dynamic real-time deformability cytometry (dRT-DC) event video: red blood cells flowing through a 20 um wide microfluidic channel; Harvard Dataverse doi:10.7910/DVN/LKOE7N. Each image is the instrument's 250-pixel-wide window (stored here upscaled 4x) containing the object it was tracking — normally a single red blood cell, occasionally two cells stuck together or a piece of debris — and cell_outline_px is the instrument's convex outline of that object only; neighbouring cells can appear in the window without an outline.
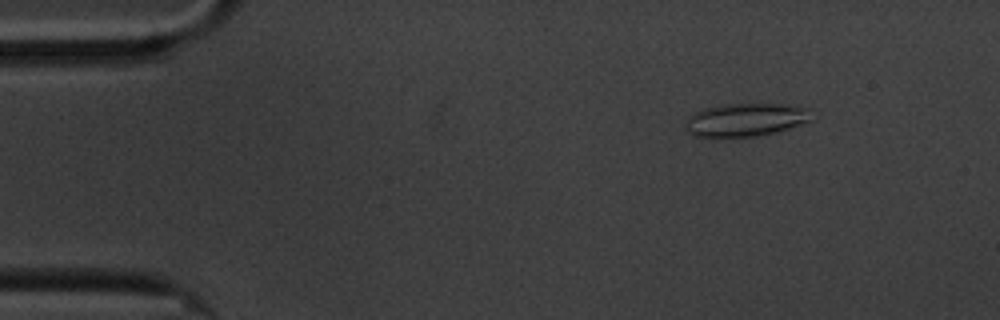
{"species": "common noctule bat (a hibernating species)", "species_latin": "Nyctalus noctula", "temperature_condition": "cold", "stored_images_in_passage": 60, "camera_frame_rate_fps": 3000, "um_per_image_px": 0.085, "animal": {"sex": "male", "body_mass_g": 20.1, "forearm_length_mm": 53.5}, "frame": {"image": 1, "passage_image": 8, "time_ms": 2.333, "image_size_px": [1000, 320], "cell_outline_px": [[812, 120], [776, 132], [756, 136], [712, 140], [692, 136], [684, 128], [684, 124], [688, 116], [704, 108], [720, 104], [784, 104], [808, 108]], "centroid_in_image_um": [63.26, 10.23], "position_along_channel_um": 21.7, "area_um2": 25.14}}
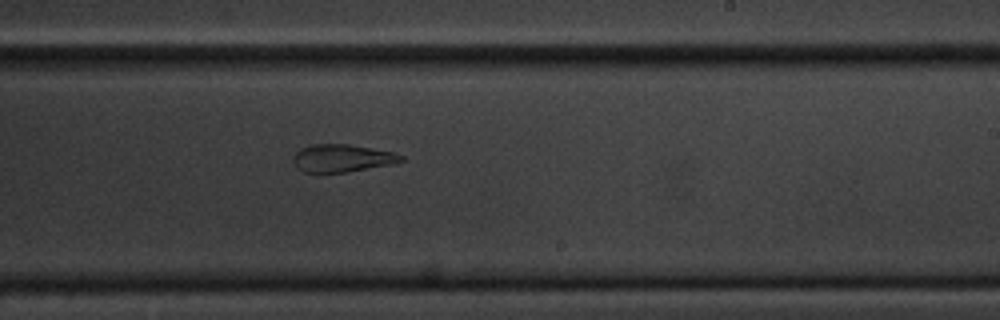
{"frame": {"image": 2, "passage_image": 36, "time_ms": 11.667, "image_size_px": [1000, 320], "cell_outline_px": [[404, 160], [392, 164], [344, 172], [304, 172], [296, 168], [292, 160], [292, 156], [296, 152], [312, 144], [348, 144], [392, 152], [404, 156]], "centroid_in_image_um": [29.05, 13.44], "position_along_channel_um": 260.0, "area_um2": 17.17}}
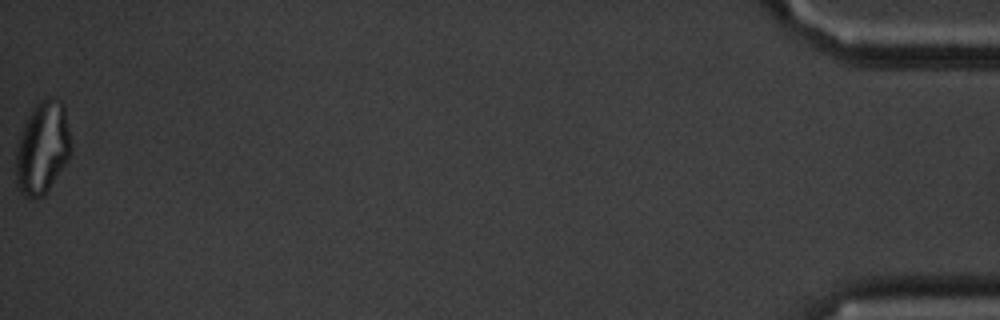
{"frame": {"image": 3, "passage_image": 60, "time_ms": 19.667, "image_size_px": [1000, 320], "cell_outline_px": [[72, 148], [68, 160], [44, 196], [36, 200], [24, 196], [20, 192], [16, 184], [16, 148], [24, 124], [32, 108], [40, 100], [60, 100], [64, 104]], "centroid_in_image_um": [3.6, 12.62], "position_along_channel_um": 431.6, "area_um2": 29.71}, "authors_computed_cell_mechanics": {"area_um2": 22.4842, "velocity_mm_per_s": 3.3662, "shape_relaxation_time_tau1_ms": null, "shape_relaxation_time_tau2_ms": 2.3371, "deformation_change_tau1": null, "deformation_change_tau2": 0.0907}}